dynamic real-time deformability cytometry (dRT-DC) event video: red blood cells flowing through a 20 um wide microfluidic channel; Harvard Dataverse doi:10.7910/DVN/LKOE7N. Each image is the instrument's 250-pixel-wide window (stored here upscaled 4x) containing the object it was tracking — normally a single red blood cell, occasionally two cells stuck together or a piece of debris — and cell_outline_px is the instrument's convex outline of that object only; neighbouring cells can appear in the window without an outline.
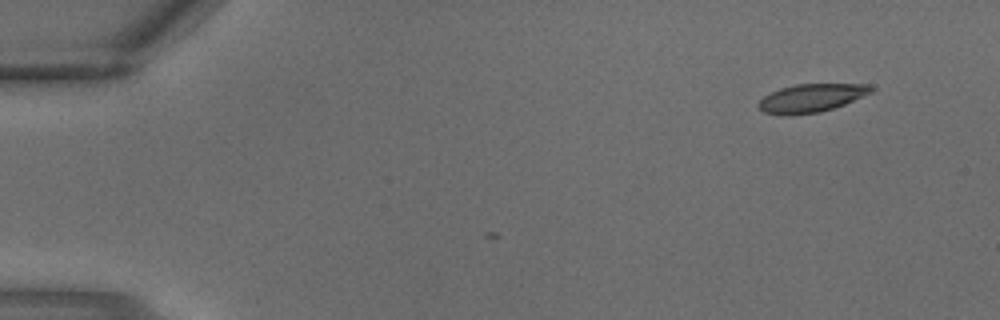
{"species": "common noctule bat (a hibernating species)", "species_latin": "Nyctalus noctula", "temperature_condition": "warm", "stored_images_in_passage": 2, "camera_frame_rate_fps": 3000, "um_per_image_px": 0.085, "animal": {"sex": "male", "body_mass_g": 18.8}, "frame": {"image": 1, "passage_image": 1, "time_ms": 0.0, "image_size_px": [1000, 320], "cell_outline_px": [[876, 88], [872, 92], [844, 104], [820, 112], [788, 116], [784, 116], [764, 112], [756, 104], [764, 96], [780, 88], [796, 84], [872, 84]], "centroid_in_image_um": [68.96, 8.33], "position_along_channel_um": 16.0, "area_um2": 18.61}}
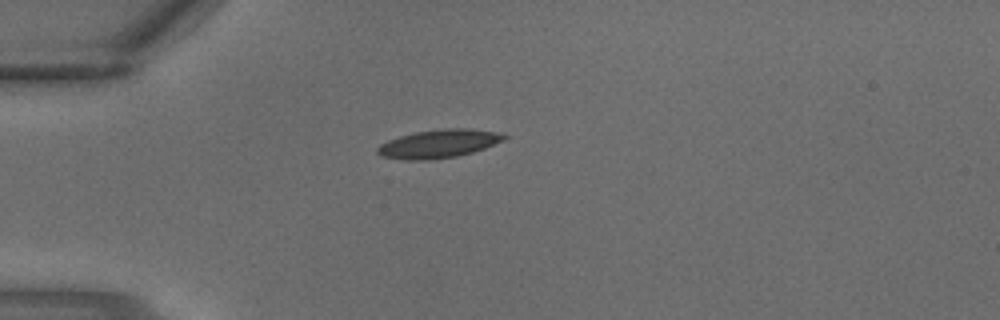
{"frame": {"image": 2, "passage_image": 2, "time_ms": 0.333, "image_size_px": [1000, 320], "cell_outline_px": [[508, 136], [504, 140], [484, 148], [472, 152], [456, 156], [428, 160], [404, 160], [380, 156], [376, 152], [376, 148], [380, 144], [388, 140], [400, 136], [416, 132], [444, 128], [468, 128], [496, 132]], "centroid_in_image_um": [37.25, 12.22], "position_along_channel_um": 47.8, "area_um2": 20.87}}